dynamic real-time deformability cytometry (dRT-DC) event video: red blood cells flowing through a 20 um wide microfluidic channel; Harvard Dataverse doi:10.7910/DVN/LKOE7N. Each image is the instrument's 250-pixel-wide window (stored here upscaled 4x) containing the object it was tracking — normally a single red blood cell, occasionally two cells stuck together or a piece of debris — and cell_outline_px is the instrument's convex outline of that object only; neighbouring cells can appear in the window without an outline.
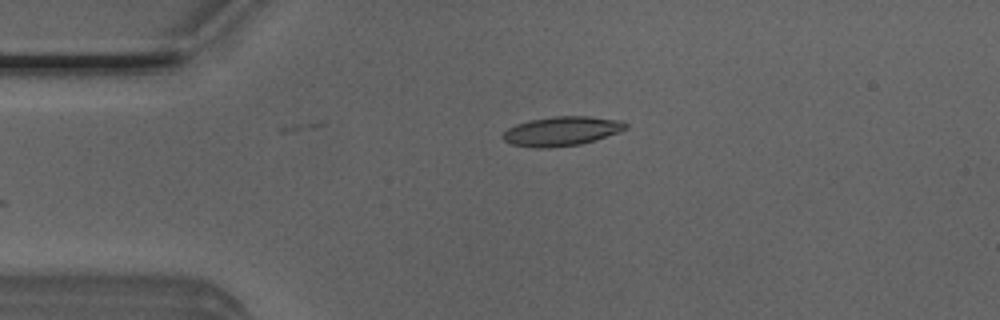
{"species": "Egyptian fruit bat (a non-hibernating species)", "species_latin": "Rousettus aegyptiacus", "temperature_condition": "room temperature", "stored_images_in_passage": 2, "camera_frame_rate_fps": 3000, "um_per_image_px": 0.085, "animal": {"sex": "male"}, "frame": {"image": 1, "passage_image": 1, "time_ms": 0.0, "image_size_px": [1000, 320], "cell_outline_px": [[628, 128], [596, 140], [580, 144], [548, 148], [536, 148], [512, 144], [504, 140], [500, 136], [508, 128], [516, 124], [528, 120], [552, 116], [588, 116], [620, 120], [628, 124]], "centroid_in_image_um": [47.72, 11.14], "position_along_channel_um": 37.3, "area_um2": 21.04}}